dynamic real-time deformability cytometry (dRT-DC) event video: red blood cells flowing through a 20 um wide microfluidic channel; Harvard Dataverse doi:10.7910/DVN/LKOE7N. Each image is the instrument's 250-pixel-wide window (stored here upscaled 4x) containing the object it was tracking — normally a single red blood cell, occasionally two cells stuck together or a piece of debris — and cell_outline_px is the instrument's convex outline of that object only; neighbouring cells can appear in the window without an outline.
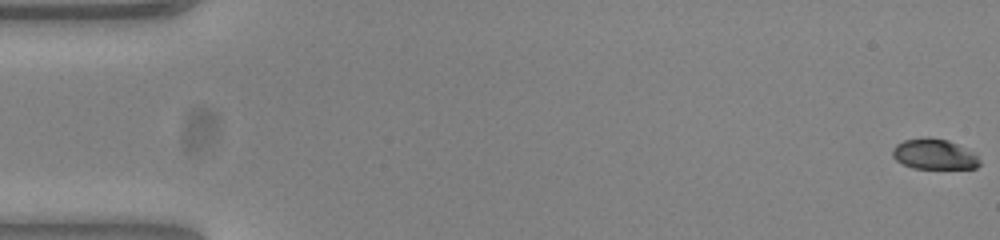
{"species": "common noctule bat (a hibernating species)", "species_latin": "Nyctalus noctula", "temperature_condition": "warm", "stored_images_in_passage": 54, "camera_frame_rate_fps": 3000, "um_per_image_px": 0.085, "animal": {"sex": "female", "body_mass_g": 23.0, "forearm_length_mm": 53.4}, "frame": {"image": 1, "passage_image": 1, "time_ms": 0.0, "image_size_px": [1000, 240], "cell_outline_px": [[980, 164], [976, 168], [912, 168], [896, 160], [892, 156], [892, 148], [896, 144], [904, 140], [924, 136], [928, 136], [948, 140], [972, 152], [980, 160]], "centroid_in_image_um": [79.36, 13.09], "position_along_channel_um": 5.6, "area_um2": 15.43}}
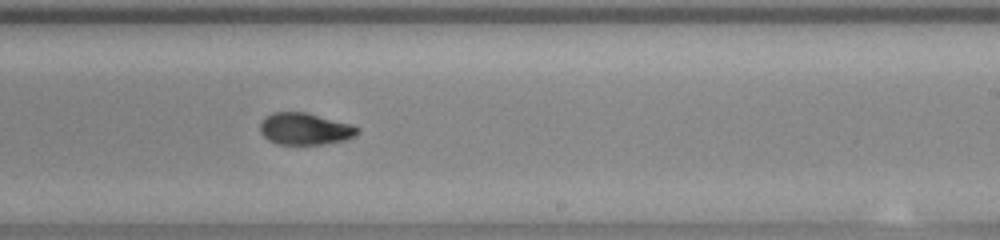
{"frame": {"image": 2, "passage_image": 33, "time_ms": 10.667, "image_size_px": [1000, 240], "cell_outline_px": [[360, 132], [356, 136], [344, 140], [320, 144], [276, 144], [268, 140], [260, 132], [260, 124], [264, 116], [272, 112], [308, 112], [352, 124], [360, 128]], "centroid_in_image_um": [25.93, 10.94], "position_along_channel_um": 263.1, "area_um2": 18.32}}
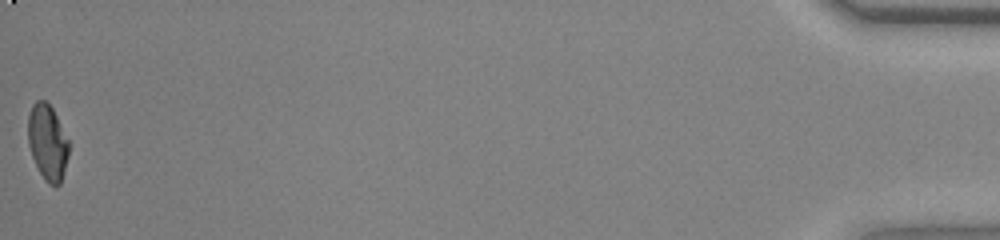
{"frame": {"image": 3, "passage_image": 54, "time_ms": 17.667, "image_size_px": [1000, 240], "cell_outline_px": [[68, 156], [60, 184], [48, 184], [44, 180], [32, 156], [28, 144], [28, 116], [32, 104], [36, 100], [44, 100], [52, 108], [68, 140]], "centroid_in_image_um": [4.02, 12.08], "position_along_channel_um": 431.2, "area_um2": 17.69}, "authors_computed_cell_mechanics": {"area_um2": 18.4382, "velocity_mm_per_s": 3.8746, "shape_relaxation_time_tau1_ms": 6.2881, "shape_relaxation_time_tau2_ms": 2.3347, "deformation_change_tau1": 0.1909, "deformation_change_tau2": 0.0611}}